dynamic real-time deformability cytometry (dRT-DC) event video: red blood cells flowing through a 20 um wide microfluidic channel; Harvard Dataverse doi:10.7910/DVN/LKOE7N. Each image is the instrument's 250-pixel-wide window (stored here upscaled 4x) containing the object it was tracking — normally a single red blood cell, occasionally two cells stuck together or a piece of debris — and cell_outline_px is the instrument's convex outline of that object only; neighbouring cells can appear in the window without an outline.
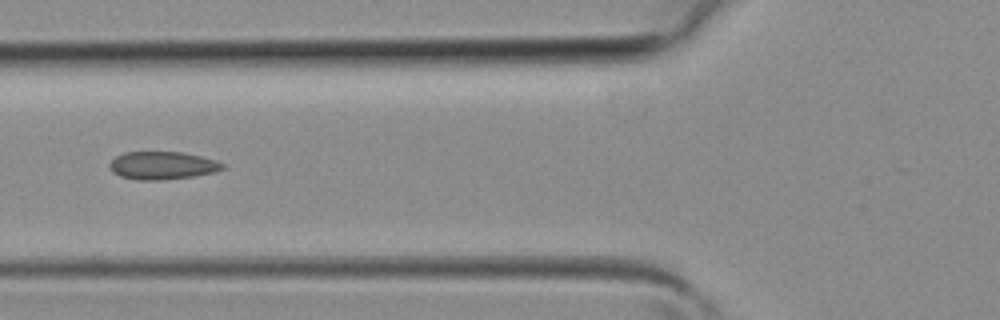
{"species": "common noctule bat (a hibernating species)", "species_latin": "Nyctalus noctula", "temperature_condition": "room temperature", "stored_images_in_passage": 5, "camera_frame_rate_fps": 3000, "um_per_image_px": 0.085, "animal": {"sex": "female", "body_mass_g": 19.3, "forearm_length_mm": 54.1}, "frame": {"image": 1, "passage_image": 5, "time_ms": 1.333, "image_size_px": [1000, 320], "cell_outline_px": [[224, 168], [216, 172], [196, 176], [164, 180], [136, 180], [120, 176], [112, 172], [108, 168], [108, 164], [116, 156], [124, 152], [184, 152], [216, 160], [224, 164]], "centroid_in_image_um": [13.79, 14.07], "position_along_channel_um": 112.0, "area_um2": 18.61}}